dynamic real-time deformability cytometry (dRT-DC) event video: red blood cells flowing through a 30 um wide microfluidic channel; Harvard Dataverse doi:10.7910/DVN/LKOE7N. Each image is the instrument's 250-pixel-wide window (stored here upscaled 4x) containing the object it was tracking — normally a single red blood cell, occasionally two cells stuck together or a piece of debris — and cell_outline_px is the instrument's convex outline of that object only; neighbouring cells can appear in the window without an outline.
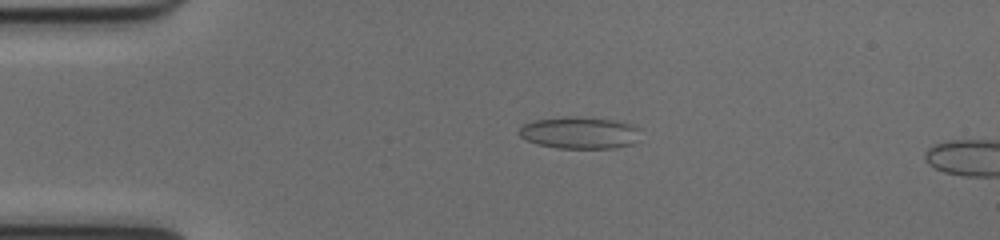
{"species": "common noctule bat (a hibernating species)", "species_latin": "Nyctalus noctula", "temperature_condition": "cold", "stored_images_in_passage": 6, "camera_frame_rate_fps": 3000, "um_per_image_px": 0.085, "animal": {"sex": "female", "body_mass_g": 17.0, "forearm_length_mm": 48.0}, "frame": {"image": 1, "passage_image": 3, "time_ms": 0.667, "image_size_px": [1000, 240], "cell_outline_px": [[636, 128], [628, 144], [612, 148], [560, 148], [540, 144], [528, 140], [520, 136], [520, 128], [524, 124], [536, 120], [608, 120], [628, 124]], "centroid_in_image_um": [49.14, 11.34], "position_along_channel_um": 35.9, "area_um2": 20.17}}